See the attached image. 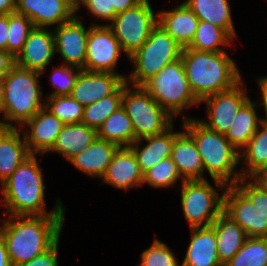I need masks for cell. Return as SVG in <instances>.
Here are the masks:
<instances>
[{"label":"cell","instance_id":"6da1fadb","mask_svg":"<svg viewBox=\"0 0 267 266\" xmlns=\"http://www.w3.org/2000/svg\"><path fill=\"white\" fill-rule=\"evenodd\" d=\"M12 266L29 262L50 249L59 239L65 215L11 216L0 218Z\"/></svg>","mask_w":267,"mask_h":266},{"label":"cell","instance_id":"7a4b0ae2","mask_svg":"<svg viewBox=\"0 0 267 266\" xmlns=\"http://www.w3.org/2000/svg\"><path fill=\"white\" fill-rule=\"evenodd\" d=\"M36 154L28 156L1 185L2 205L11 216L65 215V208L59 199L54 209L47 212L45 182Z\"/></svg>","mask_w":267,"mask_h":266},{"label":"cell","instance_id":"3957f363","mask_svg":"<svg viewBox=\"0 0 267 266\" xmlns=\"http://www.w3.org/2000/svg\"><path fill=\"white\" fill-rule=\"evenodd\" d=\"M181 59L188 83L199 101L229 90L242 80L237 64L226 51L206 52L183 48Z\"/></svg>","mask_w":267,"mask_h":266},{"label":"cell","instance_id":"277c9868","mask_svg":"<svg viewBox=\"0 0 267 266\" xmlns=\"http://www.w3.org/2000/svg\"><path fill=\"white\" fill-rule=\"evenodd\" d=\"M182 118V127L194 139L204 171L208 172L212 180L220 181L226 186L235 185L242 177L240 170H236L240 163L239 151L225 134L209 129L194 117L182 114Z\"/></svg>","mask_w":267,"mask_h":266},{"label":"cell","instance_id":"5b68a950","mask_svg":"<svg viewBox=\"0 0 267 266\" xmlns=\"http://www.w3.org/2000/svg\"><path fill=\"white\" fill-rule=\"evenodd\" d=\"M42 73L14 66L4 77V97L0 114L4 128H21L45 107L39 78ZM43 100V101H42ZM17 124V127H16Z\"/></svg>","mask_w":267,"mask_h":266},{"label":"cell","instance_id":"8992f818","mask_svg":"<svg viewBox=\"0 0 267 266\" xmlns=\"http://www.w3.org/2000/svg\"><path fill=\"white\" fill-rule=\"evenodd\" d=\"M142 86L173 118L181 115L185 108L200 105L188 83L181 58L165 65Z\"/></svg>","mask_w":267,"mask_h":266},{"label":"cell","instance_id":"52a82bcc","mask_svg":"<svg viewBox=\"0 0 267 266\" xmlns=\"http://www.w3.org/2000/svg\"><path fill=\"white\" fill-rule=\"evenodd\" d=\"M182 49L176 40L157 24L141 48L128 58L133 71L126 78V82L143 85L165 65L180 59Z\"/></svg>","mask_w":267,"mask_h":266},{"label":"cell","instance_id":"ba28073f","mask_svg":"<svg viewBox=\"0 0 267 266\" xmlns=\"http://www.w3.org/2000/svg\"><path fill=\"white\" fill-rule=\"evenodd\" d=\"M122 107L133 124L135 141L161 134L175 122L142 85L123 83Z\"/></svg>","mask_w":267,"mask_h":266},{"label":"cell","instance_id":"9c48e42d","mask_svg":"<svg viewBox=\"0 0 267 266\" xmlns=\"http://www.w3.org/2000/svg\"><path fill=\"white\" fill-rule=\"evenodd\" d=\"M213 182L217 188L206 179L181 182V207L189 228L209 227L223 212L224 194L217 191H224L227 186Z\"/></svg>","mask_w":267,"mask_h":266},{"label":"cell","instance_id":"30bf717a","mask_svg":"<svg viewBox=\"0 0 267 266\" xmlns=\"http://www.w3.org/2000/svg\"><path fill=\"white\" fill-rule=\"evenodd\" d=\"M153 10L150 1H140L133 8L116 14L110 23H106L127 58L141 48L157 25L158 13Z\"/></svg>","mask_w":267,"mask_h":266},{"label":"cell","instance_id":"8fae6325","mask_svg":"<svg viewBox=\"0 0 267 266\" xmlns=\"http://www.w3.org/2000/svg\"><path fill=\"white\" fill-rule=\"evenodd\" d=\"M122 52L121 45L112 30L106 24L94 22L90 24L85 65L82 70L120 74L126 80L124 74L115 70Z\"/></svg>","mask_w":267,"mask_h":266},{"label":"cell","instance_id":"7c38bea8","mask_svg":"<svg viewBox=\"0 0 267 266\" xmlns=\"http://www.w3.org/2000/svg\"><path fill=\"white\" fill-rule=\"evenodd\" d=\"M243 83L241 80L229 90L202 99L200 104H206L207 119L200 122L211 130L226 134L236 113L250 99Z\"/></svg>","mask_w":267,"mask_h":266},{"label":"cell","instance_id":"4fadbf2b","mask_svg":"<svg viewBox=\"0 0 267 266\" xmlns=\"http://www.w3.org/2000/svg\"><path fill=\"white\" fill-rule=\"evenodd\" d=\"M223 212L239 224L247 237H267V218L235 186H227L222 191Z\"/></svg>","mask_w":267,"mask_h":266},{"label":"cell","instance_id":"5bb4252c","mask_svg":"<svg viewBox=\"0 0 267 266\" xmlns=\"http://www.w3.org/2000/svg\"><path fill=\"white\" fill-rule=\"evenodd\" d=\"M90 26L86 29L77 14L68 22L62 23L52 31L55 41V52L64 62L83 69L86 59L87 37Z\"/></svg>","mask_w":267,"mask_h":266},{"label":"cell","instance_id":"9a60e30c","mask_svg":"<svg viewBox=\"0 0 267 266\" xmlns=\"http://www.w3.org/2000/svg\"><path fill=\"white\" fill-rule=\"evenodd\" d=\"M55 41L52 29L34 27L22 50L15 57V65L44 74L47 66L55 58Z\"/></svg>","mask_w":267,"mask_h":266},{"label":"cell","instance_id":"2e32d148","mask_svg":"<svg viewBox=\"0 0 267 266\" xmlns=\"http://www.w3.org/2000/svg\"><path fill=\"white\" fill-rule=\"evenodd\" d=\"M125 81L120 74L81 70L70 96L85 107L112 95Z\"/></svg>","mask_w":267,"mask_h":266},{"label":"cell","instance_id":"e0dca14e","mask_svg":"<svg viewBox=\"0 0 267 266\" xmlns=\"http://www.w3.org/2000/svg\"><path fill=\"white\" fill-rule=\"evenodd\" d=\"M63 126L64 123L48 109H40L21 127L30 154L44 155L49 152Z\"/></svg>","mask_w":267,"mask_h":266},{"label":"cell","instance_id":"ac0fdd59","mask_svg":"<svg viewBox=\"0 0 267 266\" xmlns=\"http://www.w3.org/2000/svg\"><path fill=\"white\" fill-rule=\"evenodd\" d=\"M15 12L29 18L34 27L43 28L58 27L76 15L61 0H16Z\"/></svg>","mask_w":267,"mask_h":266},{"label":"cell","instance_id":"d6986e66","mask_svg":"<svg viewBox=\"0 0 267 266\" xmlns=\"http://www.w3.org/2000/svg\"><path fill=\"white\" fill-rule=\"evenodd\" d=\"M101 179L112 187L128 191L143 186L144 175L132 149L119 147Z\"/></svg>","mask_w":267,"mask_h":266},{"label":"cell","instance_id":"ffe728a7","mask_svg":"<svg viewBox=\"0 0 267 266\" xmlns=\"http://www.w3.org/2000/svg\"><path fill=\"white\" fill-rule=\"evenodd\" d=\"M171 158L182 177L181 181L205 180L201 156L192 136L184 129L175 137Z\"/></svg>","mask_w":267,"mask_h":266},{"label":"cell","instance_id":"44dd1931","mask_svg":"<svg viewBox=\"0 0 267 266\" xmlns=\"http://www.w3.org/2000/svg\"><path fill=\"white\" fill-rule=\"evenodd\" d=\"M173 129L174 126L172 125L161 134L137 139L129 146L137 159L143 175L161 160L171 157L174 139L180 133L175 132ZM142 141L147 142V144L140 147V143L141 145L143 143Z\"/></svg>","mask_w":267,"mask_h":266},{"label":"cell","instance_id":"7402d4cb","mask_svg":"<svg viewBox=\"0 0 267 266\" xmlns=\"http://www.w3.org/2000/svg\"><path fill=\"white\" fill-rule=\"evenodd\" d=\"M198 23V18L184 2L178 4L174 9L158 12L157 24L175 39L182 48H187L190 45Z\"/></svg>","mask_w":267,"mask_h":266},{"label":"cell","instance_id":"603a6c76","mask_svg":"<svg viewBox=\"0 0 267 266\" xmlns=\"http://www.w3.org/2000/svg\"><path fill=\"white\" fill-rule=\"evenodd\" d=\"M191 240L182 266H222L219 262L216 232L209 227L190 228Z\"/></svg>","mask_w":267,"mask_h":266},{"label":"cell","instance_id":"cb8c5ba5","mask_svg":"<svg viewBox=\"0 0 267 266\" xmlns=\"http://www.w3.org/2000/svg\"><path fill=\"white\" fill-rule=\"evenodd\" d=\"M21 132V128H4L0 132L1 185L31 155L25 141L24 133L22 135Z\"/></svg>","mask_w":267,"mask_h":266},{"label":"cell","instance_id":"d4e9b609","mask_svg":"<svg viewBox=\"0 0 267 266\" xmlns=\"http://www.w3.org/2000/svg\"><path fill=\"white\" fill-rule=\"evenodd\" d=\"M118 148L119 146L112 142L96 138L69 162L88 176L102 178Z\"/></svg>","mask_w":267,"mask_h":266},{"label":"cell","instance_id":"484cf974","mask_svg":"<svg viewBox=\"0 0 267 266\" xmlns=\"http://www.w3.org/2000/svg\"><path fill=\"white\" fill-rule=\"evenodd\" d=\"M97 138V131L84 123L64 124L56 142L49 151L58 153L68 162L80 154Z\"/></svg>","mask_w":267,"mask_h":266},{"label":"cell","instance_id":"4316f807","mask_svg":"<svg viewBox=\"0 0 267 266\" xmlns=\"http://www.w3.org/2000/svg\"><path fill=\"white\" fill-rule=\"evenodd\" d=\"M216 232L219 262L224 266L241 249L248 238L243 228L222 212L212 223Z\"/></svg>","mask_w":267,"mask_h":266},{"label":"cell","instance_id":"83f0119b","mask_svg":"<svg viewBox=\"0 0 267 266\" xmlns=\"http://www.w3.org/2000/svg\"><path fill=\"white\" fill-rule=\"evenodd\" d=\"M249 99L236 113L225 137L240 152L249 139L257 132V129L265 121L264 117H258L257 108L261 103Z\"/></svg>","mask_w":267,"mask_h":266},{"label":"cell","instance_id":"f1b7e54d","mask_svg":"<svg viewBox=\"0 0 267 266\" xmlns=\"http://www.w3.org/2000/svg\"><path fill=\"white\" fill-rule=\"evenodd\" d=\"M199 21L209 22L223 28L233 39L236 38L231 7L228 0H185L183 1Z\"/></svg>","mask_w":267,"mask_h":266},{"label":"cell","instance_id":"f546056e","mask_svg":"<svg viewBox=\"0 0 267 266\" xmlns=\"http://www.w3.org/2000/svg\"><path fill=\"white\" fill-rule=\"evenodd\" d=\"M97 138L112 142L119 147H129L135 142L133 124L122 106L103 122L97 130Z\"/></svg>","mask_w":267,"mask_h":266},{"label":"cell","instance_id":"4dcf8cb0","mask_svg":"<svg viewBox=\"0 0 267 266\" xmlns=\"http://www.w3.org/2000/svg\"><path fill=\"white\" fill-rule=\"evenodd\" d=\"M239 153L240 162L243 160L247 165L240 170L242 177H249L258 168L267 166V121L263 122Z\"/></svg>","mask_w":267,"mask_h":266},{"label":"cell","instance_id":"1f68e13d","mask_svg":"<svg viewBox=\"0 0 267 266\" xmlns=\"http://www.w3.org/2000/svg\"><path fill=\"white\" fill-rule=\"evenodd\" d=\"M234 39L221 27L199 21L193 40L187 47L197 51L222 52L223 46H232Z\"/></svg>","mask_w":267,"mask_h":266},{"label":"cell","instance_id":"d6a6232c","mask_svg":"<svg viewBox=\"0 0 267 266\" xmlns=\"http://www.w3.org/2000/svg\"><path fill=\"white\" fill-rule=\"evenodd\" d=\"M122 97L123 84L112 95L85 106L81 122L97 131L103 122L122 106Z\"/></svg>","mask_w":267,"mask_h":266},{"label":"cell","instance_id":"836d02e7","mask_svg":"<svg viewBox=\"0 0 267 266\" xmlns=\"http://www.w3.org/2000/svg\"><path fill=\"white\" fill-rule=\"evenodd\" d=\"M224 266H267V237H248Z\"/></svg>","mask_w":267,"mask_h":266},{"label":"cell","instance_id":"e575fe53","mask_svg":"<svg viewBox=\"0 0 267 266\" xmlns=\"http://www.w3.org/2000/svg\"><path fill=\"white\" fill-rule=\"evenodd\" d=\"M45 108L48 109L64 124L80 123L84 106L70 95L46 96Z\"/></svg>","mask_w":267,"mask_h":266},{"label":"cell","instance_id":"d590c367","mask_svg":"<svg viewBox=\"0 0 267 266\" xmlns=\"http://www.w3.org/2000/svg\"><path fill=\"white\" fill-rule=\"evenodd\" d=\"M34 28L32 21L16 12L8 14L7 52L14 57L22 50L30 31Z\"/></svg>","mask_w":267,"mask_h":266},{"label":"cell","instance_id":"8d00e7d4","mask_svg":"<svg viewBox=\"0 0 267 266\" xmlns=\"http://www.w3.org/2000/svg\"><path fill=\"white\" fill-rule=\"evenodd\" d=\"M181 175L172 158L161 160L144 174L143 185L148 184L154 188L174 187Z\"/></svg>","mask_w":267,"mask_h":266},{"label":"cell","instance_id":"74e56055","mask_svg":"<svg viewBox=\"0 0 267 266\" xmlns=\"http://www.w3.org/2000/svg\"><path fill=\"white\" fill-rule=\"evenodd\" d=\"M154 239L151 246L142 252L139 266H182L167 244Z\"/></svg>","mask_w":267,"mask_h":266},{"label":"cell","instance_id":"f35d334b","mask_svg":"<svg viewBox=\"0 0 267 266\" xmlns=\"http://www.w3.org/2000/svg\"><path fill=\"white\" fill-rule=\"evenodd\" d=\"M53 68L54 70L52 71L50 80L54 91L50 92L47 96L70 95L82 69L65 64H61L58 67L54 66Z\"/></svg>","mask_w":267,"mask_h":266},{"label":"cell","instance_id":"ab89813d","mask_svg":"<svg viewBox=\"0 0 267 266\" xmlns=\"http://www.w3.org/2000/svg\"><path fill=\"white\" fill-rule=\"evenodd\" d=\"M248 177H241L235 186L252 202V204L267 218V191L260 189Z\"/></svg>","mask_w":267,"mask_h":266},{"label":"cell","instance_id":"60d3db41","mask_svg":"<svg viewBox=\"0 0 267 266\" xmlns=\"http://www.w3.org/2000/svg\"><path fill=\"white\" fill-rule=\"evenodd\" d=\"M82 6L92 14L91 17L102 21L111 22L117 14L111 6V0H84Z\"/></svg>","mask_w":267,"mask_h":266},{"label":"cell","instance_id":"b9f144b4","mask_svg":"<svg viewBox=\"0 0 267 266\" xmlns=\"http://www.w3.org/2000/svg\"><path fill=\"white\" fill-rule=\"evenodd\" d=\"M58 244L59 240L43 254H40L29 262L23 263L19 266H59L57 258L59 248Z\"/></svg>","mask_w":267,"mask_h":266},{"label":"cell","instance_id":"7bdbcfd3","mask_svg":"<svg viewBox=\"0 0 267 266\" xmlns=\"http://www.w3.org/2000/svg\"><path fill=\"white\" fill-rule=\"evenodd\" d=\"M14 66L15 57L5 50H0V78H4Z\"/></svg>","mask_w":267,"mask_h":266},{"label":"cell","instance_id":"ee69618b","mask_svg":"<svg viewBox=\"0 0 267 266\" xmlns=\"http://www.w3.org/2000/svg\"><path fill=\"white\" fill-rule=\"evenodd\" d=\"M248 178L260 189L267 191V166L258 168Z\"/></svg>","mask_w":267,"mask_h":266},{"label":"cell","instance_id":"f6af8a7d","mask_svg":"<svg viewBox=\"0 0 267 266\" xmlns=\"http://www.w3.org/2000/svg\"><path fill=\"white\" fill-rule=\"evenodd\" d=\"M8 14H0V50L7 51Z\"/></svg>","mask_w":267,"mask_h":266},{"label":"cell","instance_id":"bcb514c9","mask_svg":"<svg viewBox=\"0 0 267 266\" xmlns=\"http://www.w3.org/2000/svg\"><path fill=\"white\" fill-rule=\"evenodd\" d=\"M256 81H258L257 84L259 85L261 93L260 100H262V102L260 103L265 111V121H267V76L259 77Z\"/></svg>","mask_w":267,"mask_h":266},{"label":"cell","instance_id":"7dc6e473","mask_svg":"<svg viewBox=\"0 0 267 266\" xmlns=\"http://www.w3.org/2000/svg\"><path fill=\"white\" fill-rule=\"evenodd\" d=\"M139 2V0H111V6L114 7L115 12L118 14L133 8Z\"/></svg>","mask_w":267,"mask_h":266},{"label":"cell","instance_id":"c3c4849f","mask_svg":"<svg viewBox=\"0 0 267 266\" xmlns=\"http://www.w3.org/2000/svg\"><path fill=\"white\" fill-rule=\"evenodd\" d=\"M0 266H12L4 238L0 234Z\"/></svg>","mask_w":267,"mask_h":266},{"label":"cell","instance_id":"681fc988","mask_svg":"<svg viewBox=\"0 0 267 266\" xmlns=\"http://www.w3.org/2000/svg\"><path fill=\"white\" fill-rule=\"evenodd\" d=\"M16 0H0V14H11L15 12Z\"/></svg>","mask_w":267,"mask_h":266},{"label":"cell","instance_id":"f907efd6","mask_svg":"<svg viewBox=\"0 0 267 266\" xmlns=\"http://www.w3.org/2000/svg\"><path fill=\"white\" fill-rule=\"evenodd\" d=\"M67 4L76 14L79 11L80 6H82L84 0H61Z\"/></svg>","mask_w":267,"mask_h":266},{"label":"cell","instance_id":"816d5d0a","mask_svg":"<svg viewBox=\"0 0 267 266\" xmlns=\"http://www.w3.org/2000/svg\"><path fill=\"white\" fill-rule=\"evenodd\" d=\"M3 97H4V78H0V109L3 104Z\"/></svg>","mask_w":267,"mask_h":266},{"label":"cell","instance_id":"f5cc1de1","mask_svg":"<svg viewBox=\"0 0 267 266\" xmlns=\"http://www.w3.org/2000/svg\"><path fill=\"white\" fill-rule=\"evenodd\" d=\"M4 129V127L0 124V132Z\"/></svg>","mask_w":267,"mask_h":266}]
</instances>
